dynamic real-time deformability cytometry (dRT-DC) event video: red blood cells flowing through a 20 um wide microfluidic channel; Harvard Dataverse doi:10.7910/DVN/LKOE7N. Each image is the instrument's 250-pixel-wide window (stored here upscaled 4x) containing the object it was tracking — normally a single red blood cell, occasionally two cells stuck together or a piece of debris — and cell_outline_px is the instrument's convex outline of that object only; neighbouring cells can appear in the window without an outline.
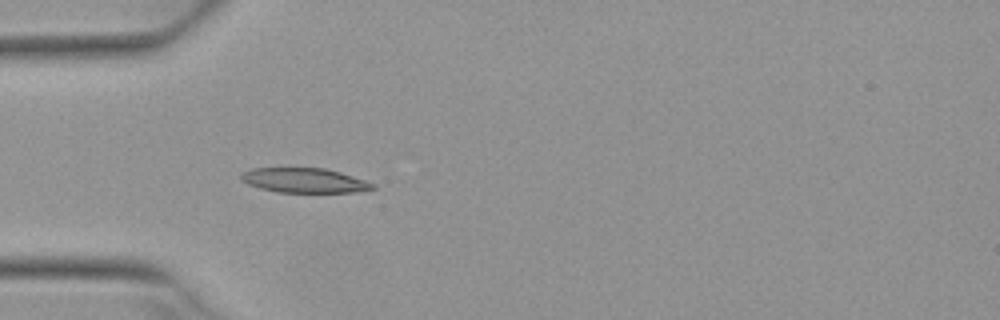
{"species": "Egyptian fruit bat (a non-hibernating species)", "species_latin": "Rousettus aegyptiacus", "temperature_condition": "warm", "stored_images_in_passage": 1, "camera_frame_rate_fps": 3000, "um_per_image_px": 0.085, "animal": {"sex": "female"}, "frame": {"image": 1, "passage_image": 1, "time_ms": 0.0, "image_size_px": [1000, 320], "cell_outline_px": [[376, 188], [356, 192], [276, 192], [260, 188], [248, 184], [240, 180], [240, 172], [252, 168], [324, 168], [340, 172], [376, 184]], "centroid_in_image_um": [25.84, 15.33], "position_along_channel_um": 59.2, "area_um2": 18.96}}